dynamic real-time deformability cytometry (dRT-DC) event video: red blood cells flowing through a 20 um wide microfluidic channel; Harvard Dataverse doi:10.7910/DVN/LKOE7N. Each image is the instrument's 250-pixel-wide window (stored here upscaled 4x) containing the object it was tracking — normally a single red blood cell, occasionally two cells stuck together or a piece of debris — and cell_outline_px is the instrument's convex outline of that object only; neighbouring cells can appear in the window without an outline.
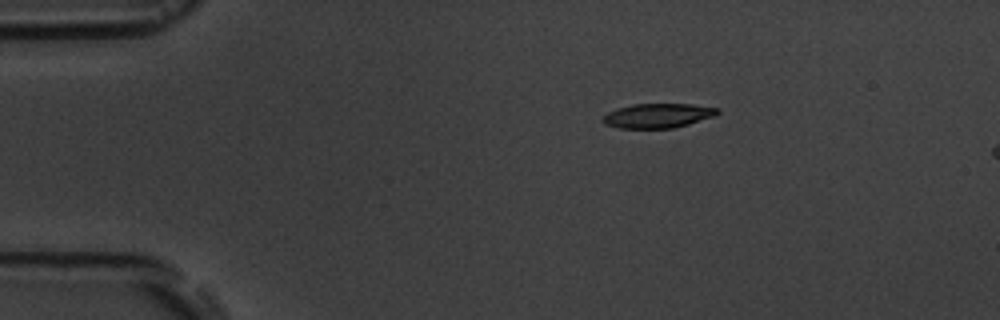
{"species": "common noctule bat (a hibernating species)", "species_latin": "Nyctalus noctula", "temperature_condition": "room temperature", "stored_images_in_passage": 3, "camera_frame_rate_fps": 3000, "um_per_image_px": 0.085, "animal": {"sex": "male", "body_mass_g": 19.5, "forearm_length_mm": 54.6}, "frame": {"image": 1, "passage_image": 1, "time_ms": 0.0, "image_size_px": [1000, 320], "cell_outline_px": [[720, 112], [716, 116], [688, 124], [672, 128], [620, 128], [604, 124], [600, 120], [608, 112], [616, 108], [632, 104], [692, 104], [720, 108]], "centroid_in_image_um": [55.92, 9.82], "position_along_channel_um": 29.1, "area_um2": 16.47}}